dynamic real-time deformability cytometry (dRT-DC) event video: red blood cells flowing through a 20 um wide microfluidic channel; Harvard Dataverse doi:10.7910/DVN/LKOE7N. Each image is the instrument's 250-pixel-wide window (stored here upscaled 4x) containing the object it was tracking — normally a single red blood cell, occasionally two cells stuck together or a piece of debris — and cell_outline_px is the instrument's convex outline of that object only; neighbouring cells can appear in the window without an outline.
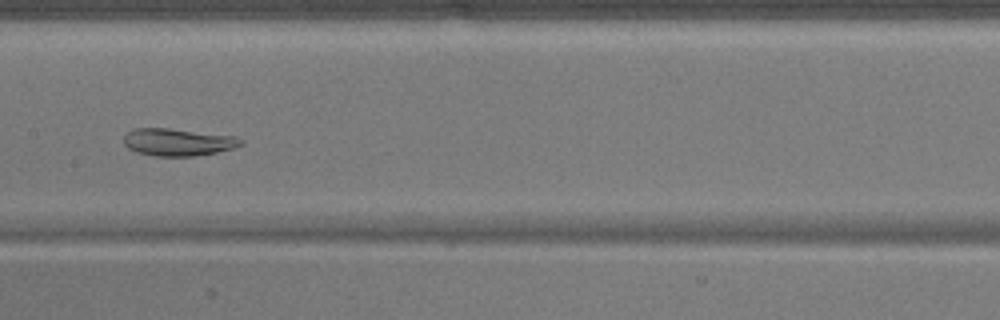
{"species": "common noctule bat (a hibernating species)", "species_latin": "Nyctalus noctula", "temperature_condition": "warm", "stored_images_in_passage": 46, "camera_frame_rate_fps": 3000, "um_per_image_px": 0.085, "animal": {"sex": "male", "body_mass_g": 17.9}, "frame": {"image": 1, "passage_image": 21, "time_ms": 6.667, "image_size_px": [1000, 320], "cell_outline_px": [[244, 144], [232, 148], [216, 152], [192, 156], [152, 156], [136, 152], [128, 148], [124, 144], [124, 136], [132, 128], [168, 128], [236, 136], [244, 140]], "centroid_in_image_um": [15.11, 12.07], "position_along_channel_um": 192.3, "area_um2": 18.73}}
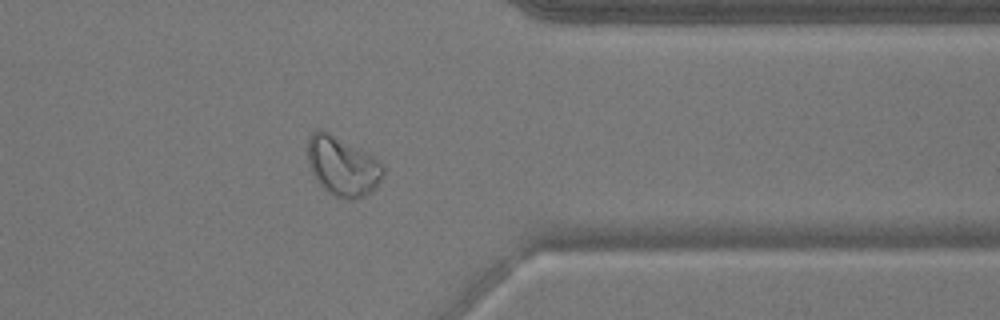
{"frame": {"image": 2, "passage_image": 36, "time_ms": 11.667, "image_size_px": [1000, 320], "cell_outline_px": [[384, 172], [376, 188], [372, 192], [356, 200], [352, 200], [336, 196], [328, 192], [316, 180], [308, 164], [308, 136], [316, 128], [320, 128], [376, 156], [384, 164]], "centroid_in_image_um": [29.14, 14.11], "position_along_channel_um": 382.3, "area_um2": 26.47}}
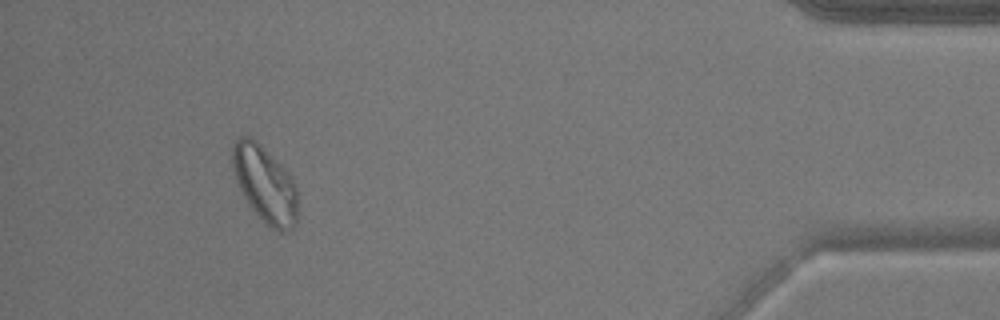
{"frame": {"image": 3, "passage_image": 42, "time_ms": 13.667, "image_size_px": [1000, 320], "cell_outline_px": [[296, 224], [288, 232], [276, 232], [264, 224], [248, 204], [240, 188], [232, 164], [232, 144], [240, 136], [252, 136], [288, 172], [296, 184]], "centroid_in_image_um": [22.52, 15.68], "position_along_channel_um": 412.7, "area_um2": 29.07}}